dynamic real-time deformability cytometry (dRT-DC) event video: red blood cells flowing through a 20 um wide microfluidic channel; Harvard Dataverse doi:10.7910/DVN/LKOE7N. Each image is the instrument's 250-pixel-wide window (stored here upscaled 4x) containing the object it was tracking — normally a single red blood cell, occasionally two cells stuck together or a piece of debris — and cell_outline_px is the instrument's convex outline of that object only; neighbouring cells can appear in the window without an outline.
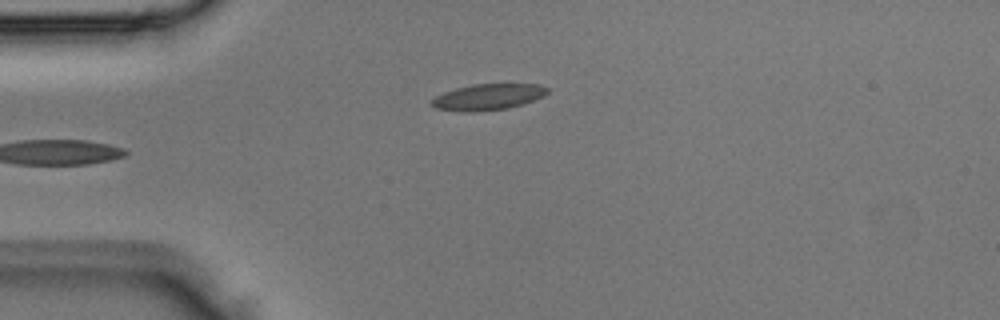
{"species": "Egyptian fruit bat (a non-hibernating species)", "species_latin": "Rousettus aegyptiacus", "temperature_condition": "room temperature", "stored_images_in_passage": 3, "camera_frame_rate_fps": 3000, "um_per_image_px": 0.085, "animal": {"sex": "male"}, "frame": {"image": 1, "passage_image": 3, "time_ms": 0.667, "image_size_px": [1000, 320], "cell_outline_px": [[548, 92], [544, 96], [508, 108], [472, 112], [464, 112], [436, 108], [428, 104], [436, 96], [444, 92], [456, 88], [472, 84], [540, 84], [548, 88]], "centroid_in_image_um": [41.45, 8.24], "position_along_channel_um": 43.5, "area_um2": 17.51}}